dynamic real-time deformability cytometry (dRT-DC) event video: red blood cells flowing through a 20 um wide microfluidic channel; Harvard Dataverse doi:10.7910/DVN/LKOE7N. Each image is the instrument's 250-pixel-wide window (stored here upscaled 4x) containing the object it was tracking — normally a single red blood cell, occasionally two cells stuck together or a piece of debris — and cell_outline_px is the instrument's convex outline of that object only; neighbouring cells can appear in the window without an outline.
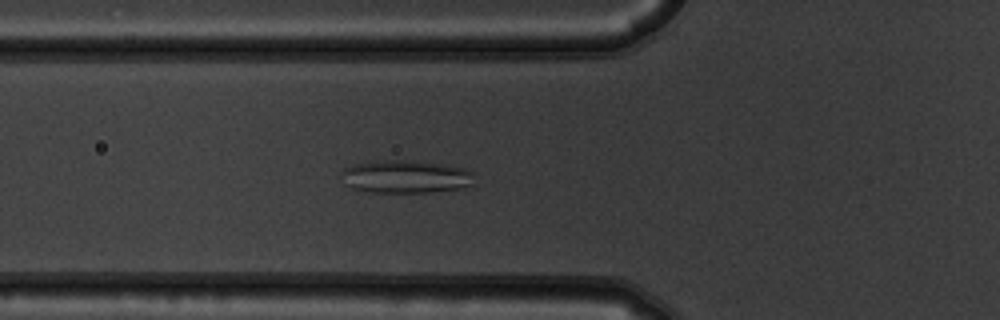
{"species": "common noctule bat (a hibernating species)", "species_latin": "Nyctalus noctula", "temperature_condition": "warm", "stored_images_in_passage": 54, "camera_frame_rate_fps": 3000, "um_per_image_px": 0.085, "animal": {"sex": "male", "body_mass_g": 19.5, "forearm_length_mm": 54.6}, "frame": {"image": 1, "passage_image": 20, "time_ms": 6.333, "image_size_px": [1000, 320], "cell_outline_px": [[476, 172], [472, 184], [464, 188], [432, 192], [372, 192], [352, 188], [344, 184], [344, 168], [352, 164], [380, 160], [404, 160], [448, 164], [468, 168]], "centroid_in_image_um": [34.58, 15.01], "position_along_channel_um": 91.2, "area_um2": 25.84}}
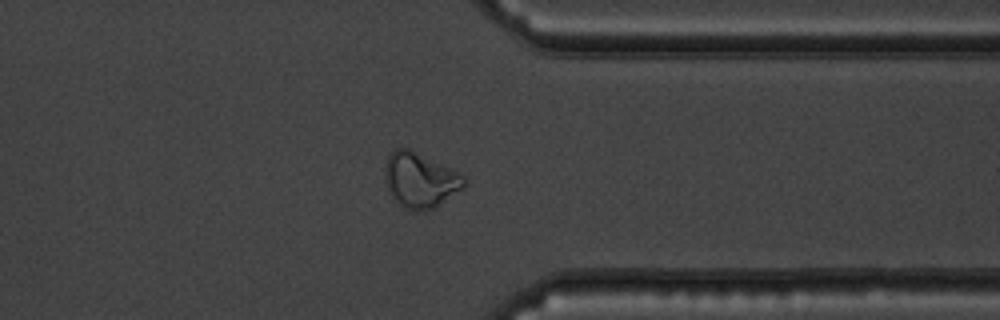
{"frame": {"image": 2, "passage_image": 43, "time_ms": 14.0, "image_size_px": [1000, 320], "cell_outline_px": [[464, 188], [440, 204], [424, 212], [416, 212], [404, 208], [396, 200], [388, 188], [384, 176], [384, 172], [388, 156], [396, 148], [408, 148], [464, 176]], "centroid_in_image_um": [35.69, 15.34], "position_along_channel_um": 375.7, "area_um2": 24.85}}
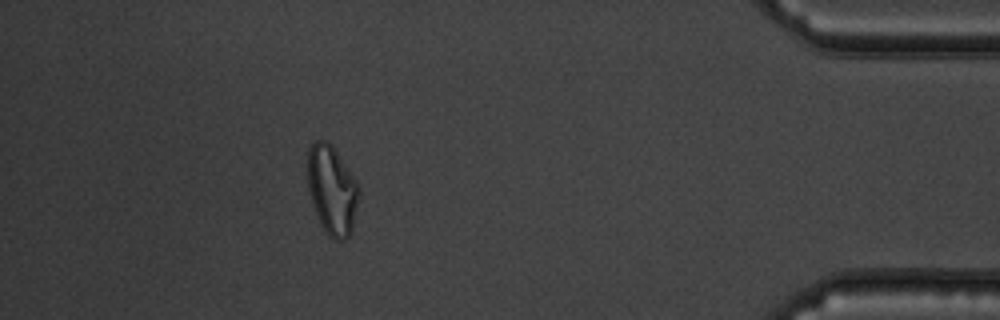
{"frame": {"image": 3, "passage_image": 49, "time_ms": 16.0, "image_size_px": [1000, 320], "cell_outline_px": [[360, 192], [352, 232], [344, 240], [336, 240], [328, 236], [320, 224], [312, 204], [308, 188], [308, 148], [316, 140], [324, 140], [332, 144], [360, 184]], "centroid_in_image_um": [28.24, 16.15], "position_along_channel_um": 407.0, "area_um2": 27.05}, "authors_computed_cell_mechanics": {"area_um2": 26.0967, "velocity_mm_per_s": 3.7412, "shape_relaxation_time_tau1_ms": null, "shape_relaxation_time_tau2_ms": 3.561, "deformation_change_tau1": null, "deformation_change_tau2": 0.1174}}